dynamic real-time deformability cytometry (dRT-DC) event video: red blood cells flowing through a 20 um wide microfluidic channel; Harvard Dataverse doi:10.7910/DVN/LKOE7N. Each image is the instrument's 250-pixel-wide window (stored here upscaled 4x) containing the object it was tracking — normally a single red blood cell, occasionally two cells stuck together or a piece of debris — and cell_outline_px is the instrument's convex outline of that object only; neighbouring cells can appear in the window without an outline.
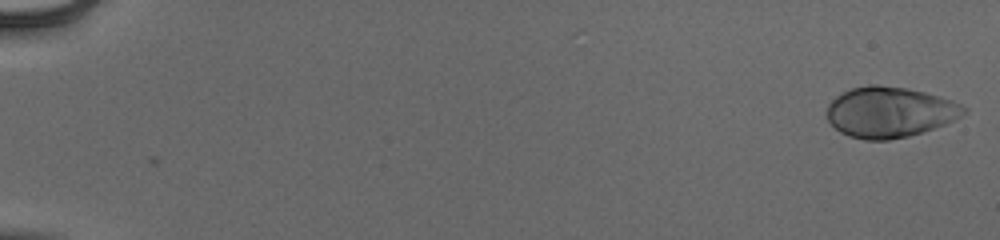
{"species": "human", "species_latin": "Homo sapiens", "temperature_condition": "cold", "stored_images_in_passage": 54, "camera_frame_rate_fps": 3000, "um_per_image_px": 0.085, "donor": {"sex": "male"}, "frame": {"image": 1, "passage_image": 1, "time_ms": 0.0, "image_size_px": [1000, 240], "cell_outline_px": [[968, 112], [944, 124], [908, 136], [888, 140], [864, 140], [848, 136], [840, 132], [828, 120], [828, 104], [836, 96], [852, 88], [868, 84], [876, 84], [908, 88], [924, 92], [952, 100], [968, 108]], "centroid_in_image_um": [75.62, 9.52], "position_along_channel_um": 9.4, "area_um2": 40.17}}
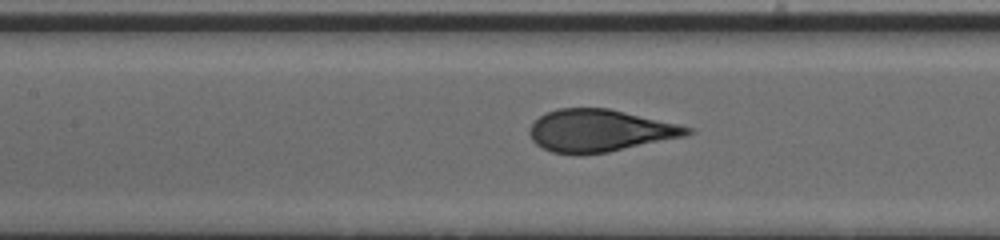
{"frame": {"image": 2, "passage_image": 27, "time_ms": 8.667, "image_size_px": [1000, 240], "cell_outline_px": [[696, 132], [684, 136], [608, 152], [580, 156], [552, 152], [536, 144], [532, 140], [528, 132], [528, 128], [540, 116], [556, 108], [608, 108], [680, 124], [696, 128]], "centroid_in_image_um": [50.99, 11.11], "position_along_channel_um": 156.4, "area_um2": 39.13}}
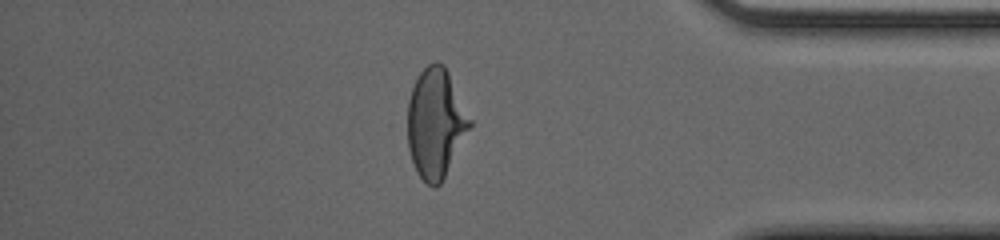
{"frame": {"image": 3, "passage_image": 47, "time_ms": 15.333, "image_size_px": [1000, 240], "cell_outline_px": [[472, 124], [440, 184], [436, 188], [432, 188], [416, 172], [408, 148], [408, 100], [412, 88], [420, 72], [428, 64], [436, 60], [444, 64], [472, 120]], "centroid_in_image_um": [37.02, 10.46], "position_along_channel_um": 398.2, "area_um2": 39.42}, "authors_computed_cell_mechanics": {"area_um2": 39.4196, "velocity_mm_per_s": 3.9403, "shape_relaxation_time_tau1_ms": 4.6706, "shape_relaxation_time_tau2_ms": null, "deformation_change_tau1": 0.2103, "deformation_change_tau2": null}}